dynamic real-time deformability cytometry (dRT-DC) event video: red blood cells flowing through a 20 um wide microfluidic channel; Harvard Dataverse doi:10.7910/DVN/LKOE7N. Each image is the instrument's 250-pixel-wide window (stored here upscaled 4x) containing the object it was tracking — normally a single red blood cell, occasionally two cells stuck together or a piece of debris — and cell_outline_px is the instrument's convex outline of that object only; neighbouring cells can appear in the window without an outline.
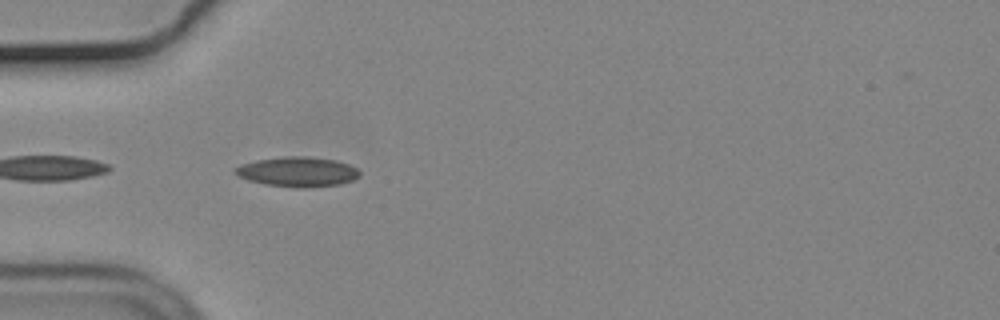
{"species": "common noctule bat (a hibernating species)", "species_latin": "Nyctalus noctula", "temperature_condition": "cold", "stored_images_in_passage": 5, "camera_frame_rate_fps": 3000, "um_per_image_px": 0.085, "animal": {"sex": "male", "body_mass_g": 19.2, "forearm_length_mm": 51.8}, "frame": {"image": 1, "passage_image": 2, "time_ms": 0.333, "image_size_px": [1000, 320], "cell_outline_px": [[360, 176], [352, 180], [340, 184], [304, 188], [300, 188], [264, 184], [248, 180], [232, 172], [232, 168], [240, 164], [256, 160], [284, 156], [304, 156], [336, 160], [348, 164], [356, 168], [360, 172]], "centroid_in_image_um": [25.26, 14.6], "position_along_channel_um": 59.7, "area_um2": 21.73}}